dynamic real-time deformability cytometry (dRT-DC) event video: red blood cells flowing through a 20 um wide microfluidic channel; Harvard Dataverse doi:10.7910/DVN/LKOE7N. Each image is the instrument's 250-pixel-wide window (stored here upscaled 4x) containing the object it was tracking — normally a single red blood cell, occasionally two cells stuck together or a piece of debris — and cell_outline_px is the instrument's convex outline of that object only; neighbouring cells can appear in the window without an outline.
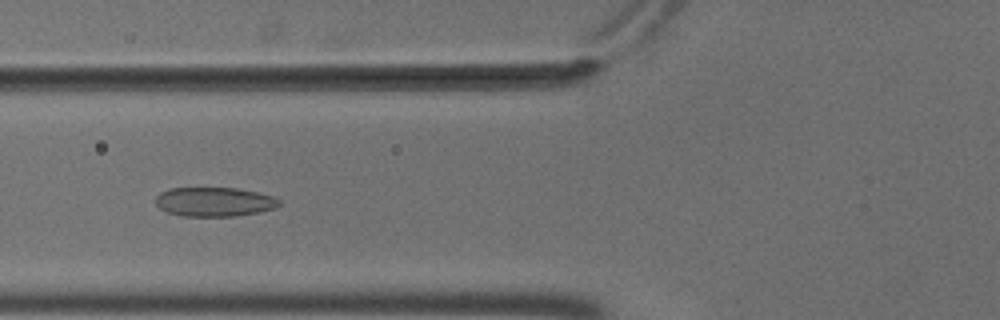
{"species": "common noctule bat (a hibernating species)", "species_latin": "Nyctalus noctula", "temperature_condition": "cold", "stored_images_in_passage": 7, "camera_frame_rate_fps": 3000, "um_per_image_px": 0.085, "animal": {"sex": "male", "body_mass_g": 18.8}, "frame": {"image": 1, "passage_image": 6, "time_ms": 1.667, "image_size_px": [1000, 320], "cell_outline_px": [[280, 204], [276, 208], [260, 212], [236, 216], [180, 216], [164, 212], [156, 204], [156, 196], [160, 192], [168, 188], [236, 188], [260, 192], [276, 196], [280, 200]], "centroid_in_image_um": [18.24, 17.15], "position_along_channel_um": 107.6, "area_um2": 21.44}}
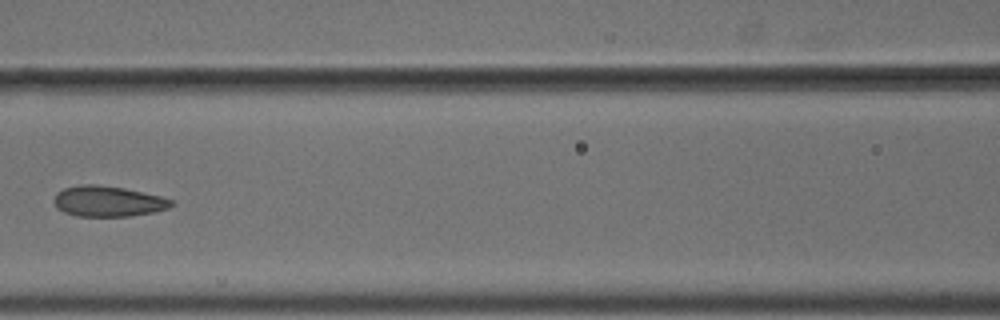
{"frame": {"image": 2, "passage_image": 7, "time_ms": 2.0, "image_size_px": [1000, 320], "cell_outline_px": [[176, 204], [168, 208], [156, 212], [128, 216], [76, 216], [64, 212], [56, 208], [52, 200], [56, 192], [64, 188], [80, 184], [96, 184], [124, 188], [160, 196], [172, 200]], "centroid_in_image_um": [9.15, 17.11], "position_along_channel_um": 157.4, "area_um2": 21.15}}